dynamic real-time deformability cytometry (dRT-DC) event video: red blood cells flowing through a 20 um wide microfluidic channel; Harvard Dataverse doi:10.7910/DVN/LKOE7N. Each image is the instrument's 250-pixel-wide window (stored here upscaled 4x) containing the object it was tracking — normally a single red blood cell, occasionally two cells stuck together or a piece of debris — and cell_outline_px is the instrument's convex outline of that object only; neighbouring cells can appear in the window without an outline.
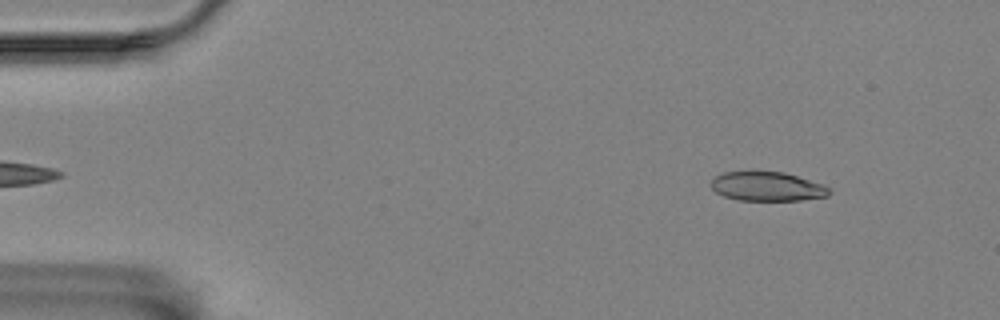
{"species": "Egyptian fruit bat (a non-hibernating species)", "species_latin": "Rousettus aegyptiacus", "temperature_condition": "room temperature", "stored_images_in_passage": 54, "camera_frame_rate_fps": 3000, "um_per_image_px": 0.085, "animal": {"sex": "female"}, "frame": {"image": 1, "passage_image": 3, "time_ms": 0.667, "image_size_px": [1000, 320], "cell_outline_px": [[832, 192], [828, 196], [800, 200], [736, 200], [724, 196], [716, 192], [712, 188], [712, 180], [716, 176], [724, 172], [784, 172], [832, 188]], "centroid_in_image_um": [65.22, 15.86], "position_along_channel_um": 19.8, "area_um2": 19.83}}
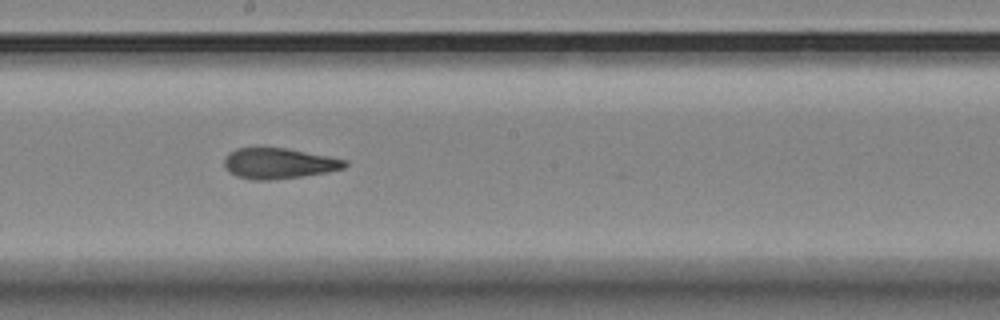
{"frame": {"image": 2, "passage_image": 28, "time_ms": 9.0, "image_size_px": [1000, 320], "cell_outline_px": [[348, 164], [344, 168], [328, 172], [304, 176], [272, 180], [252, 180], [236, 176], [228, 172], [224, 164], [224, 160], [228, 152], [236, 148], [288, 148], [348, 160]], "centroid_in_image_um": [23.69, 13.89], "position_along_channel_um": 224.5, "area_um2": 21.73}}
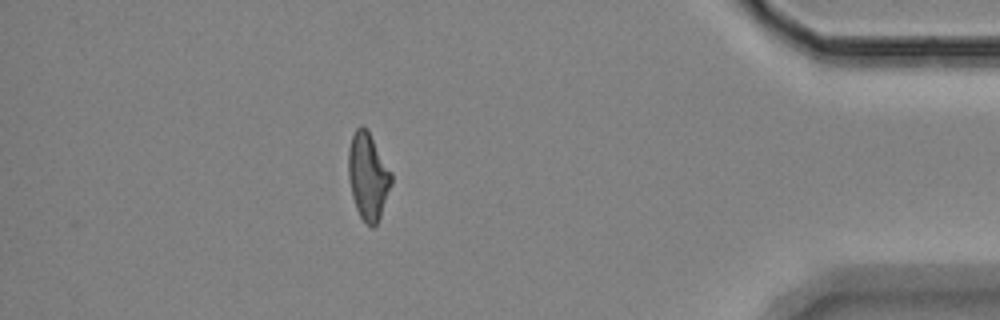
{"frame": {"image": 3, "passage_image": 47, "time_ms": 15.333, "image_size_px": [1000, 320], "cell_outline_px": [[392, 184], [380, 216], [376, 224], [372, 228], [360, 216], [356, 208], [352, 196], [348, 176], [348, 148], [352, 136], [356, 128], [360, 124], [368, 132], [392, 172]], "centroid_in_image_um": [31.27, 14.99], "position_along_channel_um": 403.9, "area_um2": 21.5}, "authors_computed_cell_mechanics": {"area_um2": 21.675, "velocity_mm_per_s": 3.4865, "shape_relaxation_time_tau1_ms": null, "shape_relaxation_time_tau2_ms": 3.5632, "deformation_change_tau1": null, "deformation_change_tau2": 0.1274}}